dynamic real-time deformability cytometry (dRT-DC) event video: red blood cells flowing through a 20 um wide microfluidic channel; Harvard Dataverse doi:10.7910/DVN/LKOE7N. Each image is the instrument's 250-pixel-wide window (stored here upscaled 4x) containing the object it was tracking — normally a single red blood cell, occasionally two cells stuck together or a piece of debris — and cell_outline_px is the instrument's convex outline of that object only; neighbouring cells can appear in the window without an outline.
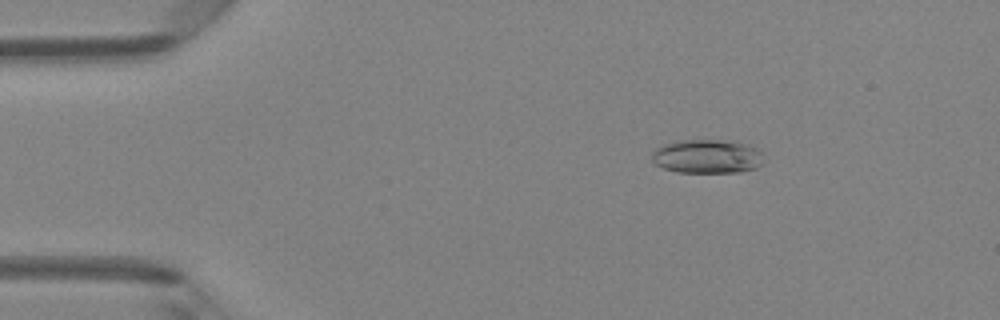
{"species": "Egyptian fruit bat (a non-hibernating species)", "species_latin": "Rousettus aegyptiacus", "temperature_condition": "room temperature", "stored_images_in_passage": 47, "camera_frame_rate_fps": 3000, "um_per_image_px": 0.085, "animal": {"sex": "female"}, "frame": {"image": 1, "passage_image": 7, "time_ms": 2.0, "image_size_px": [1000, 320], "cell_outline_px": [[764, 156], [760, 164], [756, 168], [740, 172], [676, 172], [664, 168], [656, 164], [652, 160], [652, 152], [656, 148], [664, 144], [676, 140], [732, 140], [748, 144], [756, 148]], "centroid_in_image_um": [60.11, 13.28], "position_along_channel_um": 24.9, "area_um2": 22.25}}
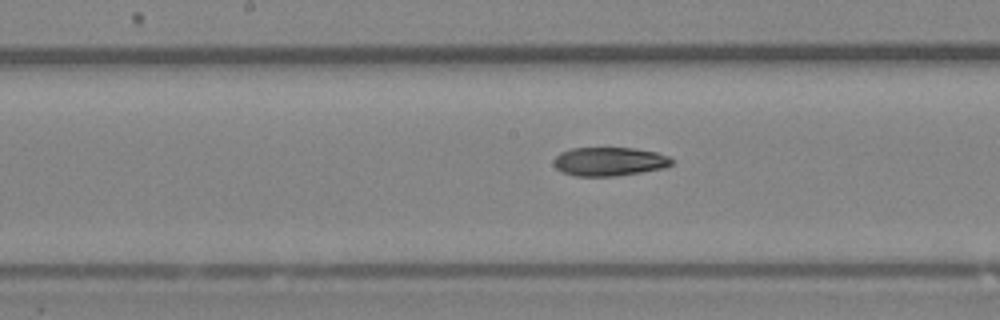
{"frame": {"image": 2, "passage_image": 24, "time_ms": 7.667, "image_size_px": [1000, 320], "cell_outline_px": [[672, 164], [664, 168], [616, 176], [576, 176], [564, 172], [556, 168], [552, 164], [552, 160], [560, 152], [572, 148], [636, 148], [656, 152], [668, 156], [672, 160]], "centroid_in_image_um": [51.77, 13.72], "position_along_channel_um": 196.4, "area_um2": 19.77}}
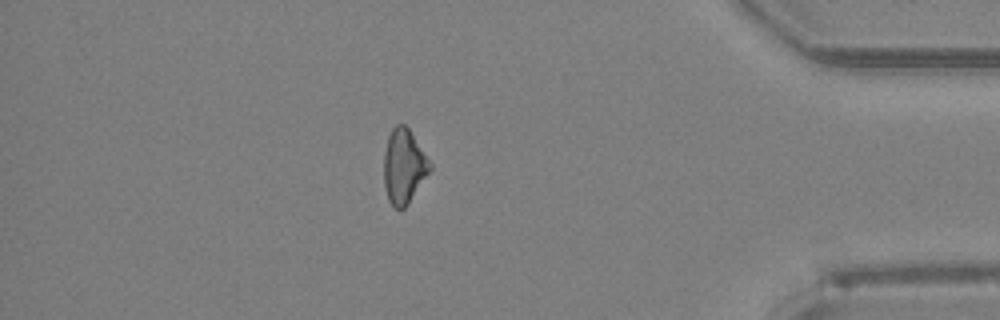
{"frame": {"image": 3, "passage_image": 41, "time_ms": 13.333, "image_size_px": [1000, 320], "cell_outline_px": [[432, 168], [408, 204], [404, 208], [396, 208], [388, 200], [384, 184], [384, 152], [388, 136], [392, 128], [396, 124], [404, 124], [408, 128], [432, 164]], "centroid_in_image_um": [34.32, 14.13], "position_along_channel_um": 400.9, "area_um2": 19.83}, "authors_computed_cell_mechanics": {"area_um2": 20.6346, "velocity_mm_per_s": 4.2617, "shape_relaxation_time_tau1_ms": null, "shape_relaxation_time_tau2_ms": 9.5895, "deformation_change_tau1": null, "deformation_change_tau2": 0.1972}}